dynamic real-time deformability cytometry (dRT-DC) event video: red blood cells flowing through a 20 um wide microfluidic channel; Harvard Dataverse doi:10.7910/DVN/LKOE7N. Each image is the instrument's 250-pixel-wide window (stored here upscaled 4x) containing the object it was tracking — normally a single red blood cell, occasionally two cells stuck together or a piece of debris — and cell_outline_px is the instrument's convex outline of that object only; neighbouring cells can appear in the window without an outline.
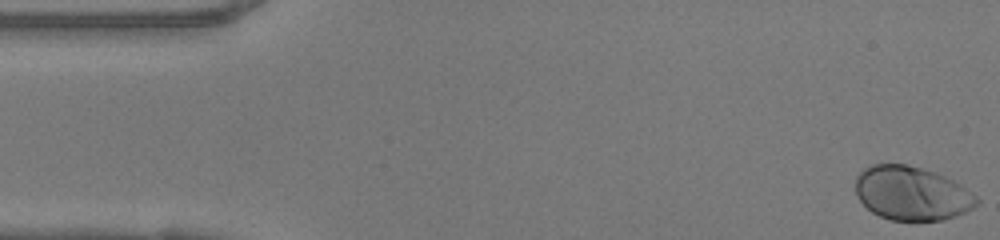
{"species": "human", "species_latin": "Homo sapiens", "temperature_condition": "warm", "stored_images_in_passage": 49, "camera_frame_rate_fps": 3000, "um_per_image_px": 0.085, "donor": {"sex": "female"}, "frame": {"image": 1, "passage_image": 1, "time_ms": 0.0, "image_size_px": [1000, 240], "cell_outline_px": [[980, 204], [956, 216], [944, 220], [888, 220], [872, 212], [860, 200], [856, 192], [856, 176], [864, 168], [872, 164], [908, 164], [944, 176], [960, 184], [976, 196], [980, 200]], "centroid_in_image_um": [77.5, 16.44], "position_along_channel_um": 7.5, "area_um2": 37.92}}
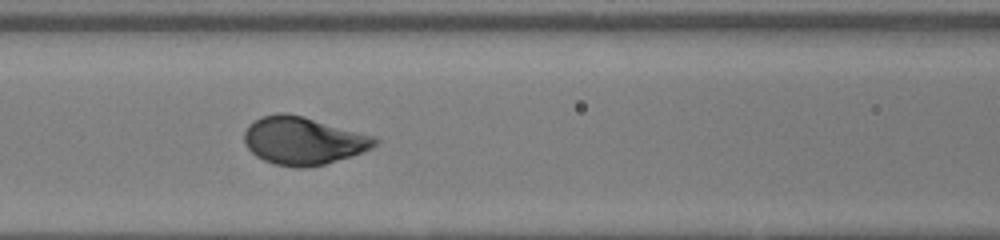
{"frame": {"image": 2, "passage_image": 20, "time_ms": 6.333, "image_size_px": [1000, 240], "cell_outline_px": [[380, 140], [372, 148], [352, 156], [324, 164], [308, 168], [296, 168], [276, 164], [264, 160], [256, 156], [244, 144], [244, 132], [248, 124], [260, 116], [276, 112], [288, 112], [304, 116], [376, 136]], "centroid_in_image_um": [25.77, 11.94], "position_along_channel_um": 140.8, "area_um2": 36.88}}
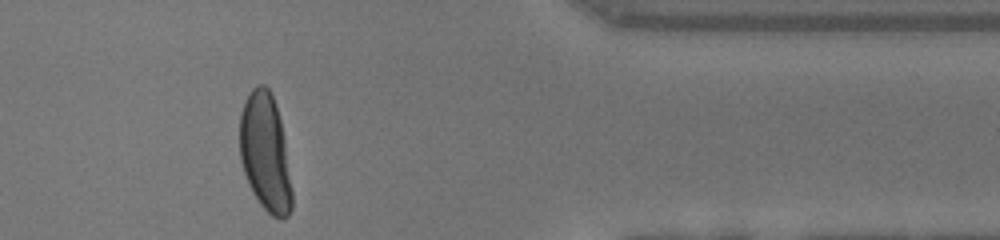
{"frame": {"image": 3, "passage_image": 40, "time_ms": 13.0, "image_size_px": [1000, 240], "cell_outline_px": [[292, 208], [288, 216], [284, 220], [280, 220], [272, 216], [260, 204], [252, 192], [248, 184], [240, 160], [240, 112], [244, 100], [252, 88], [256, 84], [264, 84], [268, 88], [276, 104], [280, 120], [284, 140], [292, 192]], "centroid_in_image_um": [22.53, 12.98], "position_along_channel_um": 388.9, "area_um2": 35.95}, "authors_computed_cell_mechanics": {"area_um2": 36.4718, "velocity_mm_per_s": 4.1176, "shape_relaxation_time_tau1_ms": 2.1657, "shape_relaxation_time_tau2_ms": null, "deformation_change_tau1": 0.1721, "deformation_change_tau2": null}}